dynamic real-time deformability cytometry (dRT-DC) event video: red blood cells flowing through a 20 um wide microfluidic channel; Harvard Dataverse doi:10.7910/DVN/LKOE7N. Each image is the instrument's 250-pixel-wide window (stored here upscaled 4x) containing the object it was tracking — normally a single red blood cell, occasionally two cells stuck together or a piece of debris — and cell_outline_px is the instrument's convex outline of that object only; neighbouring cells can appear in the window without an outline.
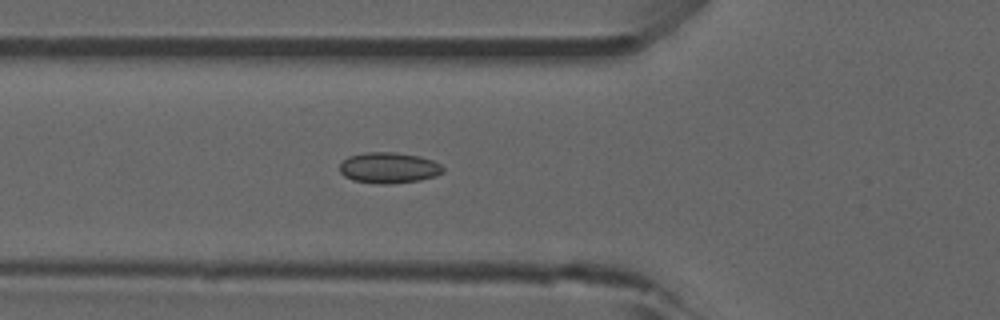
{"species": "common noctule bat (a hibernating species)", "species_latin": "Nyctalus noctula", "temperature_condition": "room temperature", "stored_images_in_passage": 49, "camera_frame_rate_fps": 3000, "um_per_image_px": 0.085, "animal": {"sex": "male", "forearm_length_mm": 52.5}, "frame": {"image": 1, "passage_image": 15, "time_ms": 4.667, "image_size_px": [1000, 320], "cell_outline_px": [[444, 172], [436, 176], [420, 180], [388, 184], [380, 184], [352, 180], [344, 176], [340, 172], [340, 164], [348, 156], [364, 152], [396, 152], [420, 156], [432, 160], [440, 164], [444, 168]], "centroid_in_image_um": [33.05, 14.26], "position_along_channel_um": 92.7, "area_um2": 18.73}, "authors_computed_cell_mechanics": {"area_um2": 17.34, "velocity_mm_per_s": 3.8857, "shape_relaxation_time_tau1_ms": null, "shape_relaxation_time_tau2_ms": 2.2449, "deformation_change_tau1": null, "deformation_change_tau2": 0.0636}}